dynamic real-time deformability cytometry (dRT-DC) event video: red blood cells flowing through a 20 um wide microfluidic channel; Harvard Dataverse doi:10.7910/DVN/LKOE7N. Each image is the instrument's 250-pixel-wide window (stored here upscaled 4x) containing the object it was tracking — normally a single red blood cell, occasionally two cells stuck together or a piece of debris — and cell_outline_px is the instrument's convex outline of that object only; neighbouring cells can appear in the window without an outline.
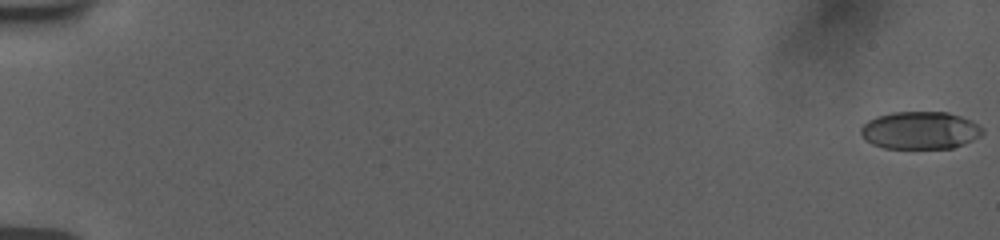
{"species": "human", "species_latin": "Homo sapiens", "temperature_condition": "room temperature", "stored_images_in_passage": 21, "camera_frame_rate_fps": 3000, "um_per_image_px": 0.085, "donor": {"sex": "female"}, "frame": {"image": 1, "passage_image": 1, "time_ms": 0.0, "image_size_px": [1000, 240], "cell_outline_px": [[984, 132], [980, 136], [964, 144], [952, 148], [884, 148], [872, 144], [864, 140], [860, 132], [860, 128], [868, 120], [876, 116], [892, 112], [948, 112], [972, 120], [984, 128]], "centroid_in_image_um": [78.21, 11.08], "position_along_channel_um": 6.8, "area_um2": 26.88}}
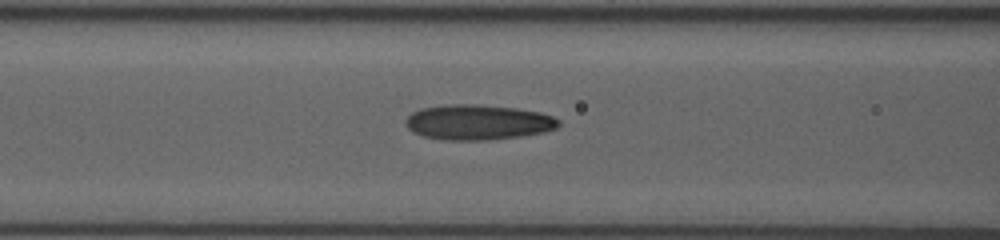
{"frame": {"image": 2, "passage_image": 14, "time_ms": 8.333, "image_size_px": [1000, 240], "cell_outline_px": [[560, 124], [556, 128], [544, 132], [520, 136], [488, 140], [444, 140], [424, 136], [412, 132], [404, 124], [404, 120], [412, 112], [420, 108], [444, 104], [476, 104], [516, 108], [540, 112], [552, 116], [560, 120]], "centroid_in_image_um": [40.59, 10.38], "position_along_channel_um": 126.0, "area_um2": 31.62}}
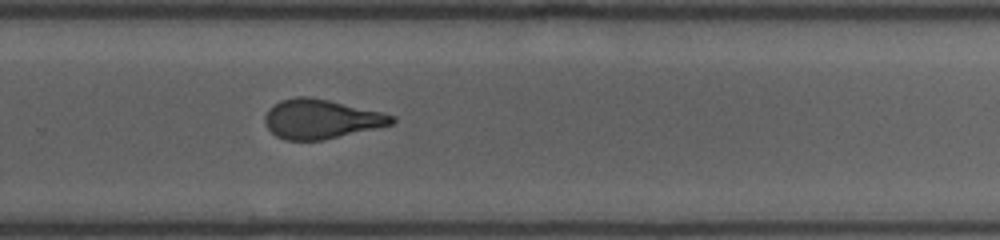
{"frame": {"image": 3, "passage_image": 21, "time_ms": 13.0, "image_size_px": [1000, 240], "cell_outline_px": [[396, 120], [392, 124], [324, 140], [284, 140], [276, 136], [264, 124], [264, 116], [268, 108], [280, 100], [296, 96], [308, 96], [328, 100], [380, 112], [396, 116]], "centroid_in_image_um": [27.24, 10.12], "position_along_channel_um": 302.6, "area_um2": 29.02}}